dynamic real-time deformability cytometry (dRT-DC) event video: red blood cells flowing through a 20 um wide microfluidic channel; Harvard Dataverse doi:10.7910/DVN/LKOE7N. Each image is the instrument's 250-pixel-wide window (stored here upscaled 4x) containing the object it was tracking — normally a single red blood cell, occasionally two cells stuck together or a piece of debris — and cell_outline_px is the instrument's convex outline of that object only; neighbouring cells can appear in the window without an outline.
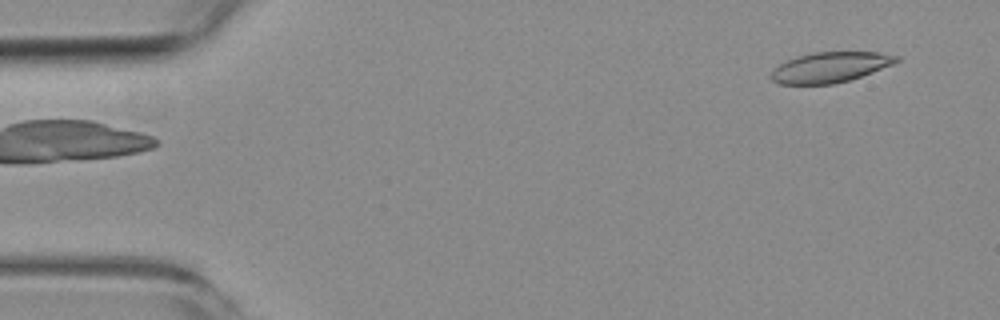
{"species": "common noctule bat (a hibernating species)", "species_latin": "Nyctalus noctula", "temperature_condition": "room temperature", "stored_images_in_passage": 4, "camera_frame_rate_fps": 3000, "um_per_image_px": 0.085, "animal": {"sex": "female", "body_mass_g": 19.3, "forearm_length_mm": 54.1}, "frame": {"image": 1, "passage_image": 1, "time_ms": 0.0, "image_size_px": [1000, 320], "cell_outline_px": [[900, 60], [892, 64], [872, 72], [848, 80], [832, 84], [780, 84], [772, 80], [772, 72], [780, 64], [788, 60], [812, 52], [880, 52], [900, 56]], "centroid_in_image_um": [70.6, 5.71], "position_along_channel_um": 14.4, "area_um2": 21.79}}
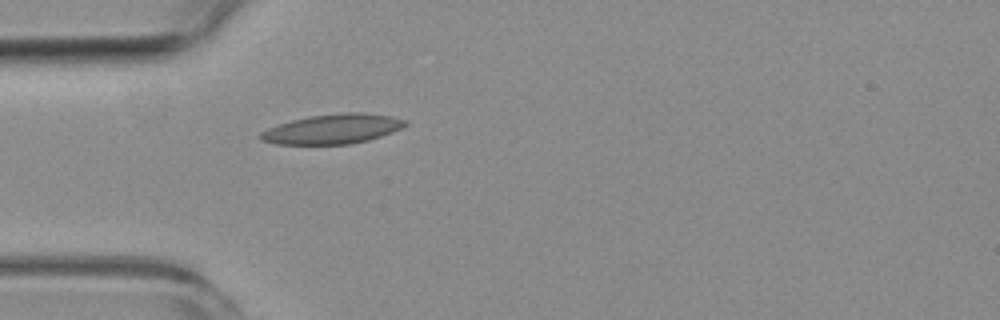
{"frame": {"image": 2, "passage_image": 4, "time_ms": 4.0, "image_size_px": [1000, 320], "cell_outline_px": [[408, 124], [392, 132], [368, 140], [352, 144], [276, 144], [260, 140], [256, 136], [260, 132], [268, 128], [292, 120], [308, 116], [340, 112], [364, 112], [392, 116], [408, 120]], "centroid_in_image_um": [28.27, 10.95], "position_along_channel_um": 56.7, "area_um2": 25.26}}